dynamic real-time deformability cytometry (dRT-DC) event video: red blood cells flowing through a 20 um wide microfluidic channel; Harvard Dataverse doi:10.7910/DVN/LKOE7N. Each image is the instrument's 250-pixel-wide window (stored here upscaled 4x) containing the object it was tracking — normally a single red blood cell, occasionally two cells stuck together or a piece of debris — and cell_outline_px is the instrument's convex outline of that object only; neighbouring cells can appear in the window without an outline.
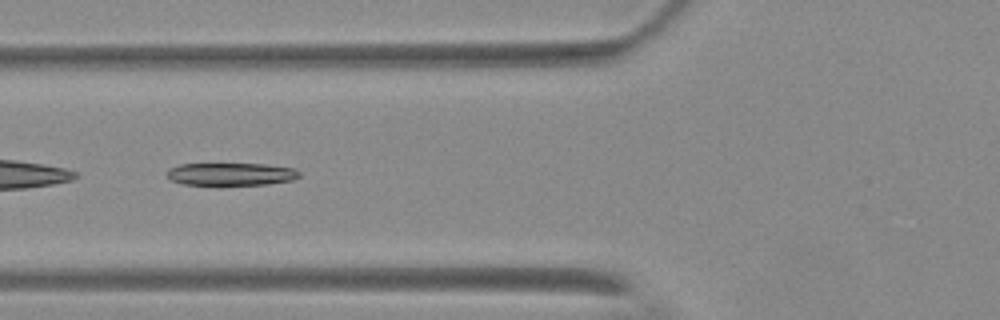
{"species": "Egyptian fruit bat (a non-hibernating species)", "species_latin": "Rousettus aegyptiacus", "temperature_condition": "warm", "stored_images_in_passage": 5, "camera_frame_rate_fps": 3000, "um_per_image_px": 0.085, "animal": {"sex": "female"}, "frame": {"image": 1, "passage_image": 5, "time_ms": 5.667, "image_size_px": [1000, 320], "cell_outline_px": [[300, 176], [292, 180], [268, 184], [220, 188], [184, 184], [172, 180], [168, 176], [168, 168], [180, 164], [264, 164], [292, 168], [300, 172]], "centroid_in_image_um": [19.61, 14.85], "position_along_channel_um": 106.2, "area_um2": 18.32}}